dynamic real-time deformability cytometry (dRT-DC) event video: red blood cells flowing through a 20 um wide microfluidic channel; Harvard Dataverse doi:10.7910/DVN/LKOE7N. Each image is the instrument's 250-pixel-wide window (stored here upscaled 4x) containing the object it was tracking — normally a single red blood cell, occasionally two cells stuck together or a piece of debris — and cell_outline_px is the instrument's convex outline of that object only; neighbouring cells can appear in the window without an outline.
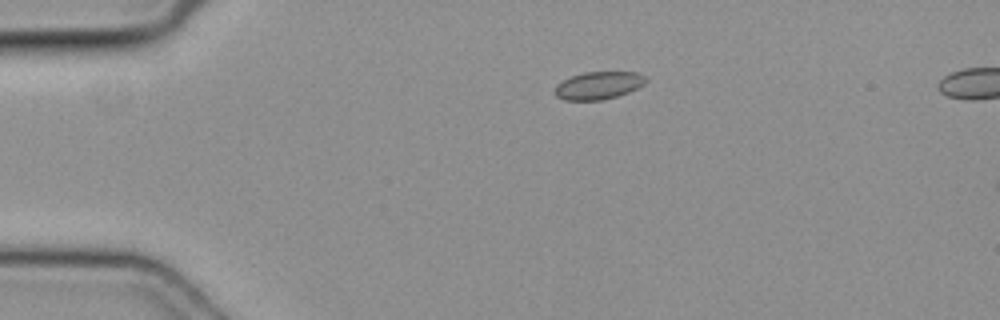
{"species": "common noctule bat (a hibernating species)", "species_latin": "Nyctalus noctula", "temperature_condition": "cold", "stored_images_in_passage": 40, "camera_frame_rate_fps": 3000, "um_per_image_px": 0.085, "animal": {"sex": "female", "body_mass_g": 19.3, "forearm_length_mm": 54.1}, "frame": {"image": 1, "passage_image": 1, "time_ms": 0.0, "image_size_px": [1000, 320], "cell_outline_px": [[648, 80], [644, 84], [628, 92], [616, 96], [600, 100], [564, 100], [556, 96], [552, 92], [556, 84], [572, 76], [584, 72], [636, 72], [644, 76]], "centroid_in_image_um": [50.83, 7.26], "position_along_channel_um": 34.2, "area_um2": 14.62}}
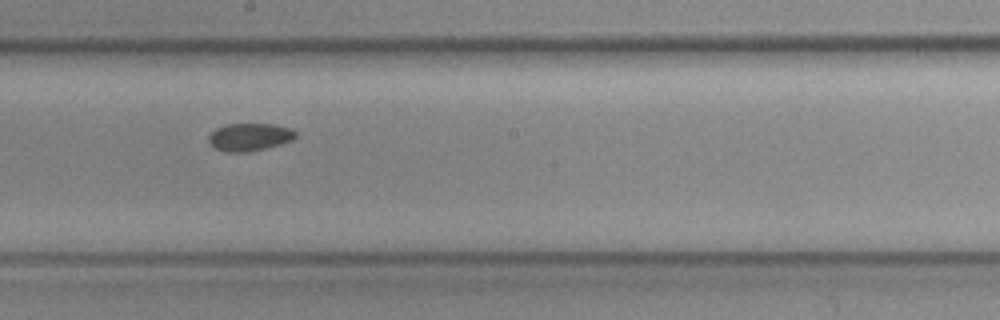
{"frame": {"image": 2, "passage_image": 18, "time_ms": 5.667, "image_size_px": [1000, 320], "cell_outline_px": [[296, 136], [292, 140], [264, 148], [244, 152], [224, 152], [216, 148], [208, 140], [208, 136], [216, 128], [224, 124], [272, 124], [292, 128], [296, 132]], "centroid_in_image_um": [21.2, 11.63], "position_along_channel_um": 227.0, "area_um2": 13.87}}
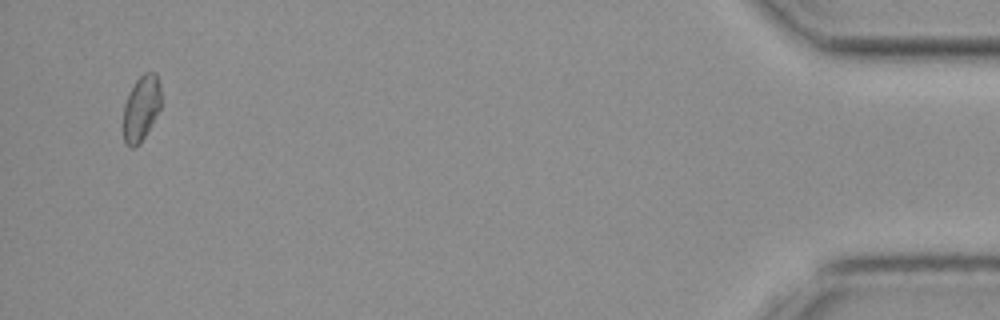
{"frame": {"image": 3, "passage_image": 38, "time_ms": 12.333, "image_size_px": [1000, 320], "cell_outline_px": [[160, 108], [140, 144], [132, 148], [124, 144], [124, 104], [128, 92], [136, 80], [144, 72], [156, 72], [160, 84]], "centroid_in_image_um": [11.99, 9.18], "position_along_channel_um": 423.2, "area_um2": 14.39}}